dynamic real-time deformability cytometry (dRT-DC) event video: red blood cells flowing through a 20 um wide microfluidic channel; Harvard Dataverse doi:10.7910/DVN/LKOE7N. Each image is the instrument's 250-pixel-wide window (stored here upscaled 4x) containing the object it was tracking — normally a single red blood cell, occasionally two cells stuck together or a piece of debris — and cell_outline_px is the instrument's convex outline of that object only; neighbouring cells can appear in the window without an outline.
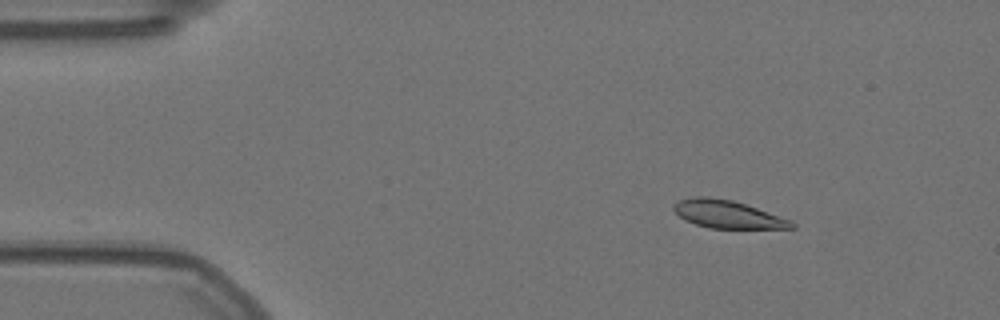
{"species": "Egyptian fruit bat (a non-hibernating species)", "species_latin": "Rousettus aegyptiacus", "temperature_condition": "warm", "stored_images_in_passage": 15, "camera_frame_rate_fps": 3000, "um_per_image_px": 0.085, "animal": {"sex": "female"}, "frame": {"image": 1, "passage_image": 1, "time_ms": 0.0, "image_size_px": [1000, 320], "cell_outline_px": [[796, 228], [708, 228], [684, 220], [672, 208], [672, 204], [680, 200], [696, 196], [708, 196], [732, 200], [792, 220], [796, 224]], "centroid_in_image_um": [61.83, 18.21], "position_along_channel_um": 23.2, "area_um2": 19.02}}